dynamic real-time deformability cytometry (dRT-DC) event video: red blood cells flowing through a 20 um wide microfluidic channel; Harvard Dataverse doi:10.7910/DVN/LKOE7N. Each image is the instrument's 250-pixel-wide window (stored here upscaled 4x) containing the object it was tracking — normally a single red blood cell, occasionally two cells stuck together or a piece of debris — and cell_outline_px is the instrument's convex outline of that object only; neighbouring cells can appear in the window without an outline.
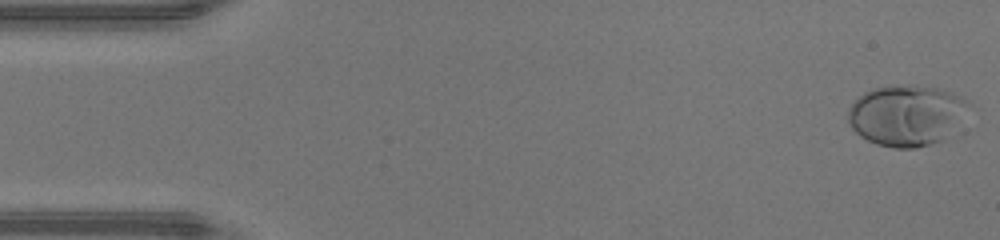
{"species": "human", "species_latin": "Homo sapiens", "temperature_condition": "warm", "stored_images_in_passage": 47, "camera_frame_rate_fps": 3000, "um_per_image_px": 0.085, "donor": {"sex": "male"}, "frame": {"image": 1, "passage_image": 1, "time_ms": 0.0, "image_size_px": [1000, 240], "cell_outline_px": [[972, 104], [944, 140], [916, 148], [892, 148], [876, 144], [860, 136], [852, 128], [848, 120], [848, 108], [864, 92], [876, 88], [908, 84], [912, 84], [940, 88], [964, 96], [972, 100]], "centroid_in_image_um": [77.09, 9.79], "position_along_channel_um": 7.9, "area_um2": 43.06}}
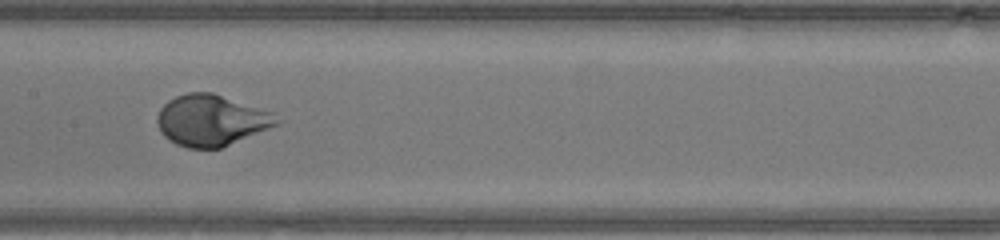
{"frame": {"image": 2, "passage_image": 23, "time_ms": 7.333, "image_size_px": [1000, 240], "cell_outline_px": [[284, 120], [280, 124], [220, 148], [188, 148], [176, 144], [168, 140], [160, 132], [156, 120], [156, 116], [160, 108], [168, 100], [176, 96], [188, 92], [212, 92], [272, 112]], "centroid_in_image_um": [17.96, 10.22], "position_along_channel_um": 189.4, "area_um2": 35.78}}
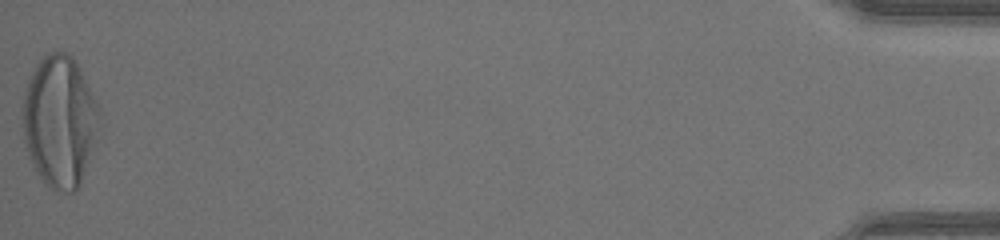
{"frame": {"image": 3, "passage_image": 47, "time_ms": 15.333, "image_size_px": [1000, 240], "cell_outline_px": [[100, 112], [96, 140], [80, 184], [72, 192], [56, 192], [36, 172], [28, 156], [24, 140], [24, 88], [36, 64], [48, 52], [64, 52], [72, 56], [96, 100], [100, 108]], "centroid_in_image_um": [5.07, 10.31], "position_along_channel_um": 430.1, "area_um2": 58.2}, "authors_computed_cell_mechanics": {"area_um2": 37.6856, "velocity_mm_per_s": 4.3621, "shape_relaxation_time_tau1_ms": 2.9652, "shape_relaxation_time_tau2_ms": null, "deformation_change_tau1": 0.2214, "deformation_change_tau2": null}}